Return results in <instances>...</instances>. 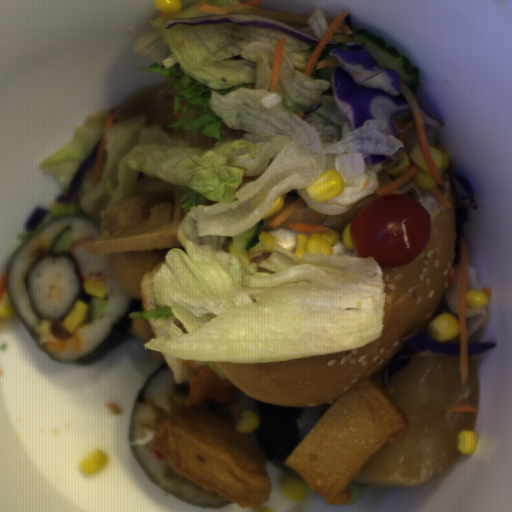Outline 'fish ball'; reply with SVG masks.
Returning <instances> with one entry per match:
<instances>
[{"instance_id": "obj_1", "label": "fish ball", "mask_w": 512, "mask_h": 512, "mask_svg": "<svg viewBox=\"0 0 512 512\" xmlns=\"http://www.w3.org/2000/svg\"><path fill=\"white\" fill-rule=\"evenodd\" d=\"M409 424L407 413L368 378L332 402L285 466L328 503H349L356 475Z\"/></svg>"}, {"instance_id": "obj_2", "label": "fish ball", "mask_w": 512, "mask_h": 512, "mask_svg": "<svg viewBox=\"0 0 512 512\" xmlns=\"http://www.w3.org/2000/svg\"><path fill=\"white\" fill-rule=\"evenodd\" d=\"M174 472L240 507L267 502V464L252 435L212 414L184 412L161 419L152 441Z\"/></svg>"}]
</instances>
